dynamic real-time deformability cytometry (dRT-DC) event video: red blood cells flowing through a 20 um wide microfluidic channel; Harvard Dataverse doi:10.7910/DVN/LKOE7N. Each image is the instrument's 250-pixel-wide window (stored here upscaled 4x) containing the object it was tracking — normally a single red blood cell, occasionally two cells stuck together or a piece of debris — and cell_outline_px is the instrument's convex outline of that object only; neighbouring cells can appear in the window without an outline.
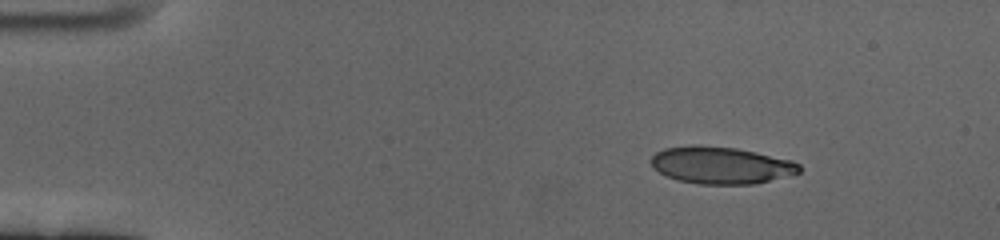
{"species": "human", "species_latin": "Homo sapiens", "temperature_condition": "cold", "stored_images_in_passage": 52, "camera_frame_rate_fps": 3000, "um_per_image_px": 0.085, "donor": {"sex": "female"}, "frame": {"image": 1, "passage_image": 1, "time_ms": 0.0, "image_size_px": [1000, 240], "cell_outline_px": [[800, 172], [752, 184], [700, 184], [680, 180], [664, 176], [652, 168], [652, 156], [656, 152], [664, 148], [692, 144], [696, 144], [736, 148], [756, 152], [792, 160], [800, 164]], "centroid_in_image_um": [61.23, 14.03], "position_along_channel_um": 23.8, "area_um2": 32.02}}
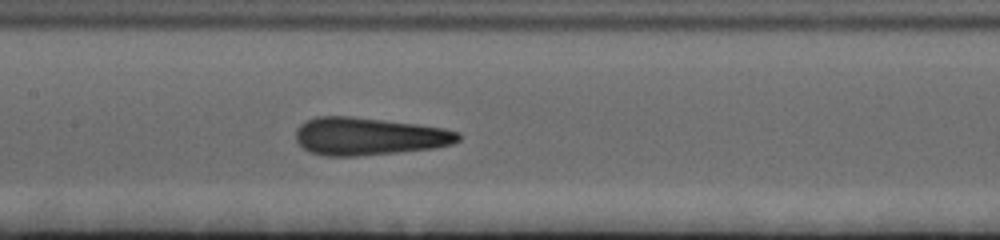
{"frame": {"image": 2, "passage_image": 22, "time_ms": 7.0, "image_size_px": [1000, 240], "cell_outline_px": [[460, 140], [452, 144], [432, 148], [360, 156], [324, 156], [308, 152], [296, 140], [296, 128], [300, 124], [316, 116], [352, 116], [416, 124], [444, 128], [460, 132]], "centroid_in_image_um": [31.32, 11.59], "position_along_channel_um": 176.1, "area_um2": 35.72}}
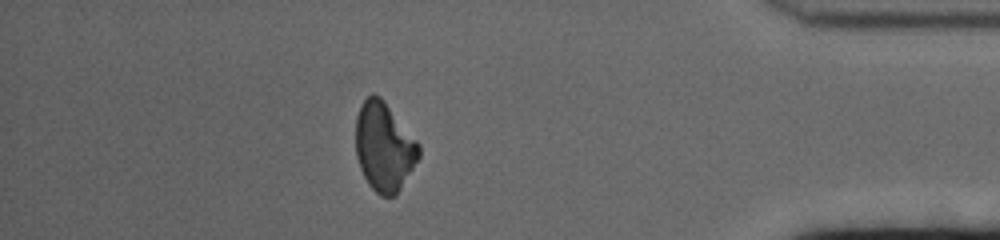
{"frame": {"image": 3, "passage_image": 45, "time_ms": 14.667, "image_size_px": [1000, 240], "cell_outline_px": [[420, 156], [396, 196], [380, 196], [368, 184], [360, 168], [356, 156], [356, 116], [360, 104], [372, 92], [380, 96], [384, 100], [420, 144]], "centroid_in_image_um": [32.64, 12.47], "position_along_channel_um": 402.6, "area_um2": 32.83}, "authors_computed_cell_mechanics": {"area_um2": 34.2176, "velocity_mm_per_s": 3.423, "shape_relaxation_time_tau1_ms": 4.5422, "shape_relaxation_time_tau2_ms": 1.4647, "deformation_change_tau1": 0.1534, "deformation_change_tau2": 0.1043}}